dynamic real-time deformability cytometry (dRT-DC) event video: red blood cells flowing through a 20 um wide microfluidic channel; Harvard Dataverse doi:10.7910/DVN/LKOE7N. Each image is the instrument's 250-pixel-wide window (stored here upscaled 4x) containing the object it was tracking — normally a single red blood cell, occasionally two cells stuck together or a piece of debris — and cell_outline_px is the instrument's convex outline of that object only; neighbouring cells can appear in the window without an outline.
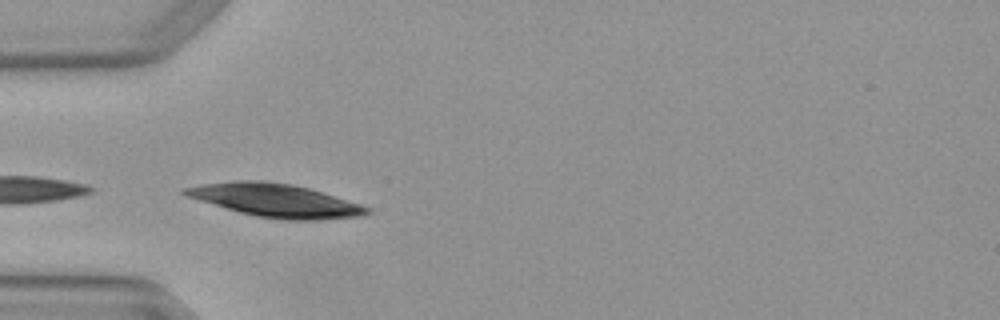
{"species": "Egyptian fruit bat (a non-hibernating species)", "species_latin": "Rousettus aegyptiacus", "temperature_condition": "warm", "stored_images_in_passage": 6, "camera_frame_rate_fps": 3000, "um_per_image_px": 0.085, "animal": {"sex": "female"}, "frame": {"image": 1, "passage_image": 5, "time_ms": 1.333, "image_size_px": [1000, 320], "cell_outline_px": [[372, 212], [364, 216], [320, 220], [284, 220], [256, 216], [240, 212], [200, 200], [188, 196], [180, 192], [184, 188], [204, 184], [232, 180], [260, 180], [292, 184], [308, 188], [360, 204], [372, 208]], "centroid_in_image_um": [23.47, 17.04], "position_along_channel_um": 61.5, "area_um2": 34.97}}
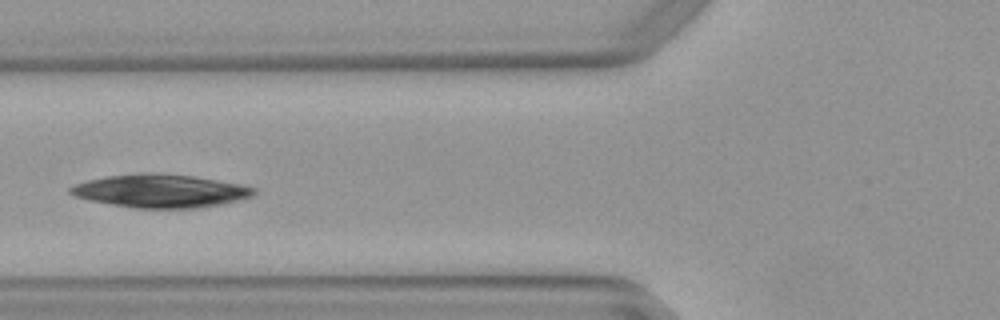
{"frame": {"image": 2, "passage_image": 6, "time_ms": 1.667, "image_size_px": [1000, 320], "cell_outline_px": [[256, 192], [252, 196], [240, 200], [200, 208], [136, 208], [112, 204], [92, 200], [76, 196], [68, 192], [68, 188], [76, 184], [88, 180], [108, 176], [144, 172], [156, 172], [192, 176], [240, 184], [256, 188]], "centroid_in_image_um": [13.67, 16.22], "position_along_channel_um": 112.1, "area_um2": 35.32}}